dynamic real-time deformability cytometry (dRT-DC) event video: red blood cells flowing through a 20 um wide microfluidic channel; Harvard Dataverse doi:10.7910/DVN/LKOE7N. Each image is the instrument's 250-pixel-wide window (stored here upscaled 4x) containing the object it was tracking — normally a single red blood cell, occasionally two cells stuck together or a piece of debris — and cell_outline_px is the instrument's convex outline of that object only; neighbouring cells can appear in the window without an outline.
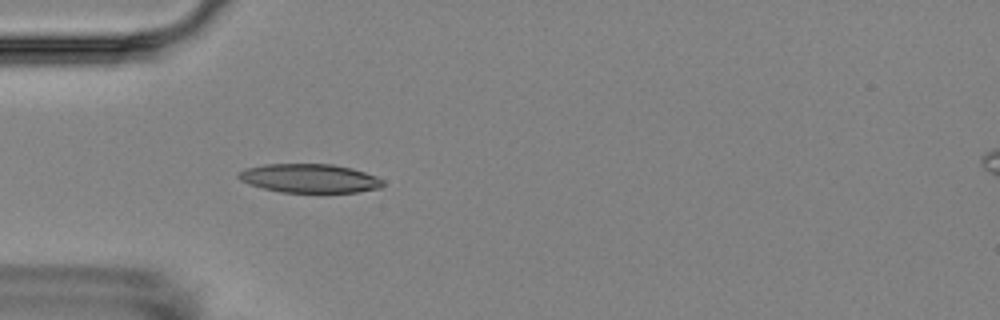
{"species": "Egyptian fruit bat (a non-hibernating species)", "species_latin": "Rousettus aegyptiacus", "temperature_condition": "room temperature", "stored_images_in_passage": 3, "camera_frame_rate_fps": 3000, "um_per_image_px": 0.085, "animal": {"sex": "female"}, "frame": {"image": 1, "passage_image": 3, "time_ms": 3.333, "image_size_px": [1000, 320], "cell_outline_px": [[384, 184], [380, 188], [356, 192], [280, 192], [248, 184], [240, 180], [236, 176], [244, 168], [264, 164], [332, 164], [352, 168], [376, 176], [384, 180]], "centroid_in_image_um": [26.3, 15.15], "position_along_channel_um": 58.7, "area_um2": 24.28}}